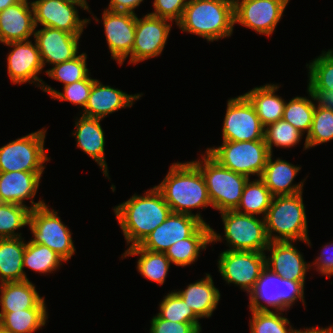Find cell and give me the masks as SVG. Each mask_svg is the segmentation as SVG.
Returning <instances> with one entry per match:
<instances>
[{
	"label": "cell",
	"mask_w": 333,
	"mask_h": 333,
	"mask_svg": "<svg viewBox=\"0 0 333 333\" xmlns=\"http://www.w3.org/2000/svg\"><path fill=\"white\" fill-rule=\"evenodd\" d=\"M155 187L172 212L194 216L207 224L201 213H192L194 209L212 207L205 179L192 161L172 163L165 178Z\"/></svg>",
	"instance_id": "obj_1"
},
{
	"label": "cell",
	"mask_w": 333,
	"mask_h": 333,
	"mask_svg": "<svg viewBox=\"0 0 333 333\" xmlns=\"http://www.w3.org/2000/svg\"><path fill=\"white\" fill-rule=\"evenodd\" d=\"M113 211L128 248L140 245L172 212L155 186L145 191L144 195L133 194L127 201L115 206Z\"/></svg>",
	"instance_id": "obj_2"
},
{
	"label": "cell",
	"mask_w": 333,
	"mask_h": 333,
	"mask_svg": "<svg viewBox=\"0 0 333 333\" xmlns=\"http://www.w3.org/2000/svg\"><path fill=\"white\" fill-rule=\"evenodd\" d=\"M182 32L208 42L231 37L234 24V0H189L180 21Z\"/></svg>",
	"instance_id": "obj_3"
},
{
	"label": "cell",
	"mask_w": 333,
	"mask_h": 333,
	"mask_svg": "<svg viewBox=\"0 0 333 333\" xmlns=\"http://www.w3.org/2000/svg\"><path fill=\"white\" fill-rule=\"evenodd\" d=\"M302 195L303 192L295 195L273 196L264 218L270 242L302 241L311 247L306 207Z\"/></svg>",
	"instance_id": "obj_4"
},
{
	"label": "cell",
	"mask_w": 333,
	"mask_h": 333,
	"mask_svg": "<svg viewBox=\"0 0 333 333\" xmlns=\"http://www.w3.org/2000/svg\"><path fill=\"white\" fill-rule=\"evenodd\" d=\"M304 286L300 281L283 278L265 267L248 294L249 309L250 311H285L286 314L297 300H300L305 307Z\"/></svg>",
	"instance_id": "obj_5"
},
{
	"label": "cell",
	"mask_w": 333,
	"mask_h": 333,
	"mask_svg": "<svg viewBox=\"0 0 333 333\" xmlns=\"http://www.w3.org/2000/svg\"><path fill=\"white\" fill-rule=\"evenodd\" d=\"M192 162L200 169L205 179L212 208L219 213L235 210L249 178L222 166L207 151L201 159Z\"/></svg>",
	"instance_id": "obj_6"
},
{
	"label": "cell",
	"mask_w": 333,
	"mask_h": 333,
	"mask_svg": "<svg viewBox=\"0 0 333 333\" xmlns=\"http://www.w3.org/2000/svg\"><path fill=\"white\" fill-rule=\"evenodd\" d=\"M206 151L222 166L247 176L260 178L270 155L265 139L255 141H223L221 146Z\"/></svg>",
	"instance_id": "obj_7"
},
{
	"label": "cell",
	"mask_w": 333,
	"mask_h": 333,
	"mask_svg": "<svg viewBox=\"0 0 333 333\" xmlns=\"http://www.w3.org/2000/svg\"><path fill=\"white\" fill-rule=\"evenodd\" d=\"M46 132L42 128L0 147V172H44L50 160L44 148Z\"/></svg>",
	"instance_id": "obj_8"
},
{
	"label": "cell",
	"mask_w": 333,
	"mask_h": 333,
	"mask_svg": "<svg viewBox=\"0 0 333 333\" xmlns=\"http://www.w3.org/2000/svg\"><path fill=\"white\" fill-rule=\"evenodd\" d=\"M44 204L30 212L28 227L33 235L30 240L55 251L65 262L75 254L72 232L58 215V210Z\"/></svg>",
	"instance_id": "obj_9"
},
{
	"label": "cell",
	"mask_w": 333,
	"mask_h": 333,
	"mask_svg": "<svg viewBox=\"0 0 333 333\" xmlns=\"http://www.w3.org/2000/svg\"><path fill=\"white\" fill-rule=\"evenodd\" d=\"M224 225L227 246L233 251H252L266 253L270 241L267 237L265 219L235 210L220 212Z\"/></svg>",
	"instance_id": "obj_10"
},
{
	"label": "cell",
	"mask_w": 333,
	"mask_h": 333,
	"mask_svg": "<svg viewBox=\"0 0 333 333\" xmlns=\"http://www.w3.org/2000/svg\"><path fill=\"white\" fill-rule=\"evenodd\" d=\"M34 23L66 31L73 35H82L91 19H80L77 7L90 12L87 0H33ZM76 6V7H75Z\"/></svg>",
	"instance_id": "obj_11"
},
{
	"label": "cell",
	"mask_w": 333,
	"mask_h": 333,
	"mask_svg": "<svg viewBox=\"0 0 333 333\" xmlns=\"http://www.w3.org/2000/svg\"><path fill=\"white\" fill-rule=\"evenodd\" d=\"M266 255L262 252L224 250L218 256V272L228 285L235 284L249 294L266 267Z\"/></svg>",
	"instance_id": "obj_12"
},
{
	"label": "cell",
	"mask_w": 333,
	"mask_h": 333,
	"mask_svg": "<svg viewBox=\"0 0 333 333\" xmlns=\"http://www.w3.org/2000/svg\"><path fill=\"white\" fill-rule=\"evenodd\" d=\"M223 141H255L264 139L265 127L261 124L255 108L242 94L227 101L222 126Z\"/></svg>",
	"instance_id": "obj_13"
},
{
	"label": "cell",
	"mask_w": 333,
	"mask_h": 333,
	"mask_svg": "<svg viewBox=\"0 0 333 333\" xmlns=\"http://www.w3.org/2000/svg\"><path fill=\"white\" fill-rule=\"evenodd\" d=\"M290 0H234V24L270 37Z\"/></svg>",
	"instance_id": "obj_14"
},
{
	"label": "cell",
	"mask_w": 333,
	"mask_h": 333,
	"mask_svg": "<svg viewBox=\"0 0 333 333\" xmlns=\"http://www.w3.org/2000/svg\"><path fill=\"white\" fill-rule=\"evenodd\" d=\"M171 22V24H170ZM172 21L149 13L138 18L129 63L134 65L161 55L171 32Z\"/></svg>",
	"instance_id": "obj_15"
},
{
	"label": "cell",
	"mask_w": 333,
	"mask_h": 333,
	"mask_svg": "<svg viewBox=\"0 0 333 333\" xmlns=\"http://www.w3.org/2000/svg\"><path fill=\"white\" fill-rule=\"evenodd\" d=\"M101 20L111 58L121 66L132 52L137 14L104 9Z\"/></svg>",
	"instance_id": "obj_16"
},
{
	"label": "cell",
	"mask_w": 333,
	"mask_h": 333,
	"mask_svg": "<svg viewBox=\"0 0 333 333\" xmlns=\"http://www.w3.org/2000/svg\"><path fill=\"white\" fill-rule=\"evenodd\" d=\"M13 48L7 56V71L13 84H36L42 86L44 82L38 75L44 69L36 41H13L5 44Z\"/></svg>",
	"instance_id": "obj_17"
},
{
	"label": "cell",
	"mask_w": 333,
	"mask_h": 333,
	"mask_svg": "<svg viewBox=\"0 0 333 333\" xmlns=\"http://www.w3.org/2000/svg\"><path fill=\"white\" fill-rule=\"evenodd\" d=\"M202 224L194 216L171 212L140 246L146 250L165 253L174 243L190 237Z\"/></svg>",
	"instance_id": "obj_18"
},
{
	"label": "cell",
	"mask_w": 333,
	"mask_h": 333,
	"mask_svg": "<svg viewBox=\"0 0 333 333\" xmlns=\"http://www.w3.org/2000/svg\"><path fill=\"white\" fill-rule=\"evenodd\" d=\"M81 35H73L55 28L43 27L36 30L34 40L37 43L43 67L71 60L79 52Z\"/></svg>",
	"instance_id": "obj_19"
},
{
	"label": "cell",
	"mask_w": 333,
	"mask_h": 333,
	"mask_svg": "<svg viewBox=\"0 0 333 333\" xmlns=\"http://www.w3.org/2000/svg\"><path fill=\"white\" fill-rule=\"evenodd\" d=\"M265 251L270 252V256H265L267 268L283 278L305 285V276L311 266L305 262L294 241L270 242Z\"/></svg>",
	"instance_id": "obj_20"
},
{
	"label": "cell",
	"mask_w": 333,
	"mask_h": 333,
	"mask_svg": "<svg viewBox=\"0 0 333 333\" xmlns=\"http://www.w3.org/2000/svg\"><path fill=\"white\" fill-rule=\"evenodd\" d=\"M43 172H0V202L26 206L29 199L31 210L44 204V200L34 202V197L40 186Z\"/></svg>",
	"instance_id": "obj_21"
},
{
	"label": "cell",
	"mask_w": 333,
	"mask_h": 333,
	"mask_svg": "<svg viewBox=\"0 0 333 333\" xmlns=\"http://www.w3.org/2000/svg\"><path fill=\"white\" fill-rule=\"evenodd\" d=\"M143 94H127L118 88L103 85L95 79L88 97L87 104L80 114L89 118L104 119L122 108H130L133 102L142 97Z\"/></svg>",
	"instance_id": "obj_22"
},
{
	"label": "cell",
	"mask_w": 333,
	"mask_h": 333,
	"mask_svg": "<svg viewBox=\"0 0 333 333\" xmlns=\"http://www.w3.org/2000/svg\"><path fill=\"white\" fill-rule=\"evenodd\" d=\"M34 11L32 3L20 0L0 11V43L25 41L34 37Z\"/></svg>",
	"instance_id": "obj_23"
},
{
	"label": "cell",
	"mask_w": 333,
	"mask_h": 333,
	"mask_svg": "<svg viewBox=\"0 0 333 333\" xmlns=\"http://www.w3.org/2000/svg\"><path fill=\"white\" fill-rule=\"evenodd\" d=\"M102 120L81 115L75 120L72 135L76 138V147L91 157L100 166L104 176L110 179L104 152L105 135L100 124Z\"/></svg>",
	"instance_id": "obj_24"
},
{
	"label": "cell",
	"mask_w": 333,
	"mask_h": 333,
	"mask_svg": "<svg viewBox=\"0 0 333 333\" xmlns=\"http://www.w3.org/2000/svg\"><path fill=\"white\" fill-rule=\"evenodd\" d=\"M221 236L209 224H202L190 237L171 245L165 255L171 264L189 266L198 260L200 252L204 251L207 245L222 242L224 238Z\"/></svg>",
	"instance_id": "obj_25"
},
{
	"label": "cell",
	"mask_w": 333,
	"mask_h": 333,
	"mask_svg": "<svg viewBox=\"0 0 333 333\" xmlns=\"http://www.w3.org/2000/svg\"><path fill=\"white\" fill-rule=\"evenodd\" d=\"M272 157L273 154H270L265 169L260 176L271 194L273 196H285L303 192L306 178L300 183L293 184L294 178H296L301 167L280 158L273 160Z\"/></svg>",
	"instance_id": "obj_26"
},
{
	"label": "cell",
	"mask_w": 333,
	"mask_h": 333,
	"mask_svg": "<svg viewBox=\"0 0 333 333\" xmlns=\"http://www.w3.org/2000/svg\"><path fill=\"white\" fill-rule=\"evenodd\" d=\"M0 312L47 308L44 297L30 280L0 283Z\"/></svg>",
	"instance_id": "obj_27"
},
{
	"label": "cell",
	"mask_w": 333,
	"mask_h": 333,
	"mask_svg": "<svg viewBox=\"0 0 333 333\" xmlns=\"http://www.w3.org/2000/svg\"><path fill=\"white\" fill-rule=\"evenodd\" d=\"M211 276L210 273H206L205 277L188 284L184 290H175L199 319L212 317L221 298Z\"/></svg>",
	"instance_id": "obj_28"
},
{
	"label": "cell",
	"mask_w": 333,
	"mask_h": 333,
	"mask_svg": "<svg viewBox=\"0 0 333 333\" xmlns=\"http://www.w3.org/2000/svg\"><path fill=\"white\" fill-rule=\"evenodd\" d=\"M279 88L278 84L267 83L244 93L264 127L283 118L286 101L275 93Z\"/></svg>",
	"instance_id": "obj_29"
},
{
	"label": "cell",
	"mask_w": 333,
	"mask_h": 333,
	"mask_svg": "<svg viewBox=\"0 0 333 333\" xmlns=\"http://www.w3.org/2000/svg\"><path fill=\"white\" fill-rule=\"evenodd\" d=\"M24 238L0 239V283L29 280L23 268Z\"/></svg>",
	"instance_id": "obj_30"
},
{
	"label": "cell",
	"mask_w": 333,
	"mask_h": 333,
	"mask_svg": "<svg viewBox=\"0 0 333 333\" xmlns=\"http://www.w3.org/2000/svg\"><path fill=\"white\" fill-rule=\"evenodd\" d=\"M137 271L146 279L159 285L165 283L170 269V260L163 252H154L142 248L140 245L127 248L121 258L137 256Z\"/></svg>",
	"instance_id": "obj_31"
},
{
	"label": "cell",
	"mask_w": 333,
	"mask_h": 333,
	"mask_svg": "<svg viewBox=\"0 0 333 333\" xmlns=\"http://www.w3.org/2000/svg\"><path fill=\"white\" fill-rule=\"evenodd\" d=\"M48 320L46 308H30L14 312H0L3 333H34L42 329Z\"/></svg>",
	"instance_id": "obj_32"
},
{
	"label": "cell",
	"mask_w": 333,
	"mask_h": 333,
	"mask_svg": "<svg viewBox=\"0 0 333 333\" xmlns=\"http://www.w3.org/2000/svg\"><path fill=\"white\" fill-rule=\"evenodd\" d=\"M273 195L260 179H248L244 185L242 197L235 211L247 215H261L265 218L271 205Z\"/></svg>",
	"instance_id": "obj_33"
},
{
	"label": "cell",
	"mask_w": 333,
	"mask_h": 333,
	"mask_svg": "<svg viewBox=\"0 0 333 333\" xmlns=\"http://www.w3.org/2000/svg\"><path fill=\"white\" fill-rule=\"evenodd\" d=\"M307 93L309 95L308 98L311 99H308L306 96H296L285 103L283 112V119L293 125L301 133L305 134L306 132V135H308L310 131L315 105L317 103L316 97L308 88Z\"/></svg>",
	"instance_id": "obj_34"
},
{
	"label": "cell",
	"mask_w": 333,
	"mask_h": 333,
	"mask_svg": "<svg viewBox=\"0 0 333 333\" xmlns=\"http://www.w3.org/2000/svg\"><path fill=\"white\" fill-rule=\"evenodd\" d=\"M310 92L333 93V50L322 51L317 58L306 64Z\"/></svg>",
	"instance_id": "obj_35"
},
{
	"label": "cell",
	"mask_w": 333,
	"mask_h": 333,
	"mask_svg": "<svg viewBox=\"0 0 333 333\" xmlns=\"http://www.w3.org/2000/svg\"><path fill=\"white\" fill-rule=\"evenodd\" d=\"M63 262L65 261L49 247L31 241L26 243L23 268H29L40 274H48L59 269Z\"/></svg>",
	"instance_id": "obj_36"
},
{
	"label": "cell",
	"mask_w": 333,
	"mask_h": 333,
	"mask_svg": "<svg viewBox=\"0 0 333 333\" xmlns=\"http://www.w3.org/2000/svg\"><path fill=\"white\" fill-rule=\"evenodd\" d=\"M158 310L160 311L157 315L162 319L179 323H192L200 332L202 331L199 318L175 290L163 297Z\"/></svg>",
	"instance_id": "obj_37"
},
{
	"label": "cell",
	"mask_w": 333,
	"mask_h": 333,
	"mask_svg": "<svg viewBox=\"0 0 333 333\" xmlns=\"http://www.w3.org/2000/svg\"><path fill=\"white\" fill-rule=\"evenodd\" d=\"M30 212L29 206L0 202V239L22 237L15 231L28 226Z\"/></svg>",
	"instance_id": "obj_38"
},
{
	"label": "cell",
	"mask_w": 333,
	"mask_h": 333,
	"mask_svg": "<svg viewBox=\"0 0 333 333\" xmlns=\"http://www.w3.org/2000/svg\"><path fill=\"white\" fill-rule=\"evenodd\" d=\"M305 137L303 150L333 140V109L323 108L317 103L310 131Z\"/></svg>",
	"instance_id": "obj_39"
},
{
	"label": "cell",
	"mask_w": 333,
	"mask_h": 333,
	"mask_svg": "<svg viewBox=\"0 0 333 333\" xmlns=\"http://www.w3.org/2000/svg\"><path fill=\"white\" fill-rule=\"evenodd\" d=\"M304 134L283 118L277 122L268 124L264 130V139L270 154H273V146L292 148L299 144Z\"/></svg>",
	"instance_id": "obj_40"
},
{
	"label": "cell",
	"mask_w": 333,
	"mask_h": 333,
	"mask_svg": "<svg viewBox=\"0 0 333 333\" xmlns=\"http://www.w3.org/2000/svg\"><path fill=\"white\" fill-rule=\"evenodd\" d=\"M87 54H78L71 60L54 65L44 71L48 77L62 82L64 86L85 79L89 74L87 68Z\"/></svg>",
	"instance_id": "obj_41"
},
{
	"label": "cell",
	"mask_w": 333,
	"mask_h": 333,
	"mask_svg": "<svg viewBox=\"0 0 333 333\" xmlns=\"http://www.w3.org/2000/svg\"><path fill=\"white\" fill-rule=\"evenodd\" d=\"M95 79L90 77V74L83 80L76 81L72 84L63 86V92L53 89L50 85L45 82L42 83L40 89L55 100L68 101L73 105H78L84 110L88 97L90 95L92 84Z\"/></svg>",
	"instance_id": "obj_42"
},
{
	"label": "cell",
	"mask_w": 333,
	"mask_h": 333,
	"mask_svg": "<svg viewBox=\"0 0 333 333\" xmlns=\"http://www.w3.org/2000/svg\"><path fill=\"white\" fill-rule=\"evenodd\" d=\"M250 333H293L294 327L282 312L250 311ZM289 326V327H288ZM289 328V329H288Z\"/></svg>",
	"instance_id": "obj_43"
},
{
	"label": "cell",
	"mask_w": 333,
	"mask_h": 333,
	"mask_svg": "<svg viewBox=\"0 0 333 333\" xmlns=\"http://www.w3.org/2000/svg\"><path fill=\"white\" fill-rule=\"evenodd\" d=\"M189 0H154V11L149 13L177 24Z\"/></svg>",
	"instance_id": "obj_44"
},
{
	"label": "cell",
	"mask_w": 333,
	"mask_h": 333,
	"mask_svg": "<svg viewBox=\"0 0 333 333\" xmlns=\"http://www.w3.org/2000/svg\"><path fill=\"white\" fill-rule=\"evenodd\" d=\"M149 333H201L192 323L172 322L157 314L150 321Z\"/></svg>",
	"instance_id": "obj_45"
},
{
	"label": "cell",
	"mask_w": 333,
	"mask_h": 333,
	"mask_svg": "<svg viewBox=\"0 0 333 333\" xmlns=\"http://www.w3.org/2000/svg\"><path fill=\"white\" fill-rule=\"evenodd\" d=\"M320 252L321 253L310 266H315V270L318 271L319 274L321 273L322 275H326L327 278H330L333 276V241L324 245Z\"/></svg>",
	"instance_id": "obj_46"
},
{
	"label": "cell",
	"mask_w": 333,
	"mask_h": 333,
	"mask_svg": "<svg viewBox=\"0 0 333 333\" xmlns=\"http://www.w3.org/2000/svg\"><path fill=\"white\" fill-rule=\"evenodd\" d=\"M144 0H110L107 10L115 12L135 13V9L140 6Z\"/></svg>",
	"instance_id": "obj_47"
},
{
	"label": "cell",
	"mask_w": 333,
	"mask_h": 333,
	"mask_svg": "<svg viewBox=\"0 0 333 333\" xmlns=\"http://www.w3.org/2000/svg\"><path fill=\"white\" fill-rule=\"evenodd\" d=\"M317 100V103L323 108L333 109V93L331 92H311Z\"/></svg>",
	"instance_id": "obj_48"
},
{
	"label": "cell",
	"mask_w": 333,
	"mask_h": 333,
	"mask_svg": "<svg viewBox=\"0 0 333 333\" xmlns=\"http://www.w3.org/2000/svg\"><path fill=\"white\" fill-rule=\"evenodd\" d=\"M20 0H0V11H3L9 6H12L19 2Z\"/></svg>",
	"instance_id": "obj_49"
}]
</instances>
